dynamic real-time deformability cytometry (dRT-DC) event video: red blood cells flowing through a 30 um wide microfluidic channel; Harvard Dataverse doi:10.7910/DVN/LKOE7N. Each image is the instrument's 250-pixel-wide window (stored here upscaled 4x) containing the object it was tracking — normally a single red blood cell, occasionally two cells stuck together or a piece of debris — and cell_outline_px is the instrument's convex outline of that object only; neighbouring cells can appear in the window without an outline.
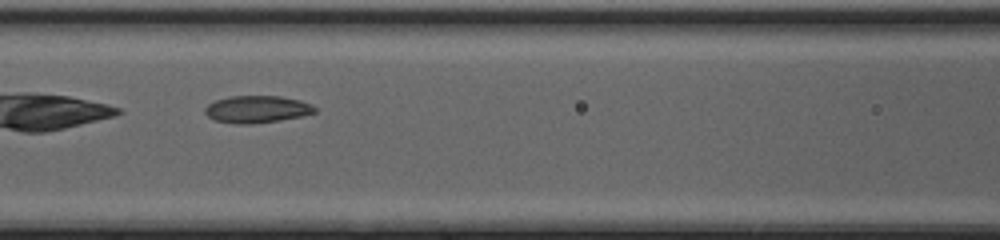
{"species": "common noctule bat (a hibernating species)", "species_latin": "Nyctalus noctula", "temperature_condition": "cold", "stored_images_in_passage": 30, "camera_frame_rate_fps": 3000, "um_per_image_px": 0.085, "animal": {"sex": "female", "body_mass_g": 20.0, "forearm_length_mm": 54.0}, "frame": {"image": 1, "passage_image": 6, "time_ms": 1.667, "image_size_px": [1000, 240], "cell_outline_px": [[316, 112], [304, 116], [280, 120], [248, 124], [236, 124], [216, 120], [208, 116], [204, 112], [204, 108], [208, 104], [216, 100], [228, 96], [280, 96], [300, 100], [312, 104], [316, 108]], "centroid_in_image_um": [21.86, 9.28], "position_along_channel_um": 144.7, "area_um2": 17.46}}
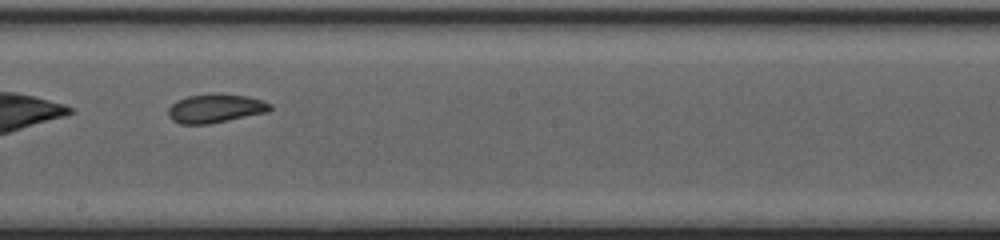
{"frame": {"image": 2, "passage_image": 12, "time_ms": 3.667, "image_size_px": [1000, 240], "cell_outline_px": [[272, 108], [268, 112], [208, 124], [180, 124], [172, 120], [168, 116], [168, 108], [176, 100], [188, 96], [248, 96], [264, 100], [272, 104]], "centroid_in_image_um": [18.31, 9.25], "position_along_channel_um": 229.9, "area_um2": 16.53}}
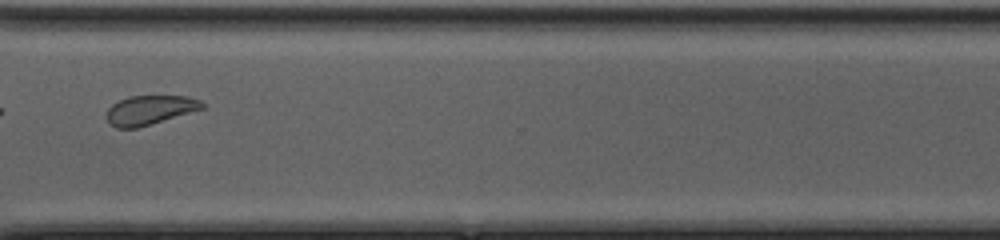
{"frame": {"image": 3, "passage_image": 21, "time_ms": 6.667, "image_size_px": [1000, 240], "cell_outline_px": [[204, 108], [136, 128], [116, 128], [108, 120], [108, 108], [112, 104], [128, 96], [188, 96], [200, 100], [204, 104]], "centroid_in_image_um": [12.74, 9.33], "position_along_channel_um": 357.9, "area_um2": 15.95}, "authors_computed_cell_mechanics": {"area_um2": 16.9643, "velocity_mm_per_s": 4.2728, "shape_relaxation_time_tau1_ms": 10.4437, "shape_relaxation_time_tau2_ms": 3.0903, "deformation_change_tau1": 0.1321, "deformation_change_tau2": 0.0936}}